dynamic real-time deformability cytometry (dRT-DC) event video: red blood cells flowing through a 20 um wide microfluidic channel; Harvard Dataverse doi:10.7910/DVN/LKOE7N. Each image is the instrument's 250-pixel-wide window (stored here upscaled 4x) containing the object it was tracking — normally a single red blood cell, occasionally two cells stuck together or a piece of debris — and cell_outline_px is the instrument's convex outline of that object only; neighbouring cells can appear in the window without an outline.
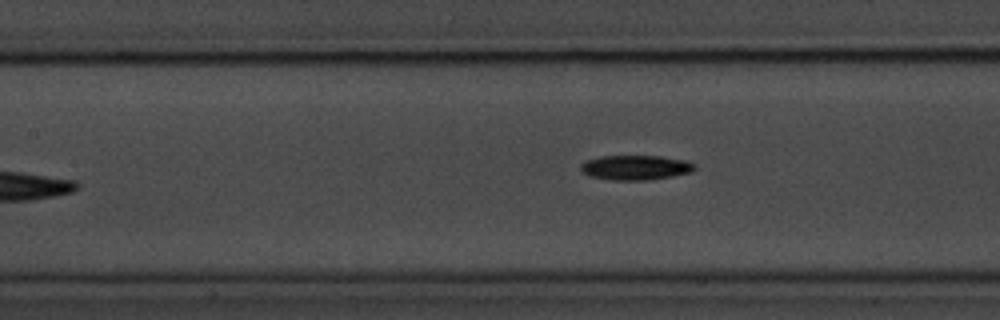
{"species": "common noctule bat (a hibernating species)", "species_latin": "Nyctalus noctula", "temperature_condition": "room temperature", "stored_images_in_passage": 6, "camera_frame_rate_fps": 3000, "um_per_image_px": 0.085, "animal": {"sex": "male", "body_mass_g": 20.1, "forearm_length_mm": 53.5}, "frame": {"image": 1, "passage_image": 6, "time_ms": 6.0, "image_size_px": [1000, 320], "cell_outline_px": [[696, 168], [692, 172], [672, 176], [648, 180], [612, 180], [588, 176], [580, 172], [580, 164], [584, 160], [600, 156], [660, 156], [684, 160], [696, 164]], "centroid_in_image_um": [53.97, 14.24], "position_along_channel_um": 153.4, "area_um2": 16.65}}